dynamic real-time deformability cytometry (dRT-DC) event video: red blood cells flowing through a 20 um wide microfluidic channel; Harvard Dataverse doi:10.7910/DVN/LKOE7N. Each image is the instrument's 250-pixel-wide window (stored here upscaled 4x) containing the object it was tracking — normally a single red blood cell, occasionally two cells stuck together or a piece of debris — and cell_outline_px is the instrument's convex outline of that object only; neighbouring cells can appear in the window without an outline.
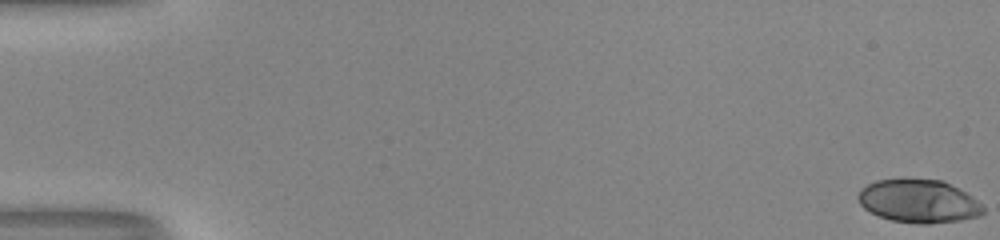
{"species": "human", "species_latin": "Homo sapiens", "temperature_condition": "room temperature", "stored_images_in_passage": 53, "camera_frame_rate_fps": 3000, "um_per_image_px": 0.085, "donor": {"sex": "male"}, "frame": {"image": 1, "passage_image": 1, "time_ms": 0.0, "image_size_px": [1000, 240], "cell_outline_px": [[984, 212], [980, 216], [960, 220], [928, 224], [916, 224], [892, 220], [880, 216], [864, 208], [860, 204], [856, 196], [860, 188], [876, 180], [904, 176], [944, 180], [972, 196], [984, 208]], "centroid_in_image_um": [78.05, 17.05], "position_along_channel_um": 6.9, "area_um2": 32.25}}
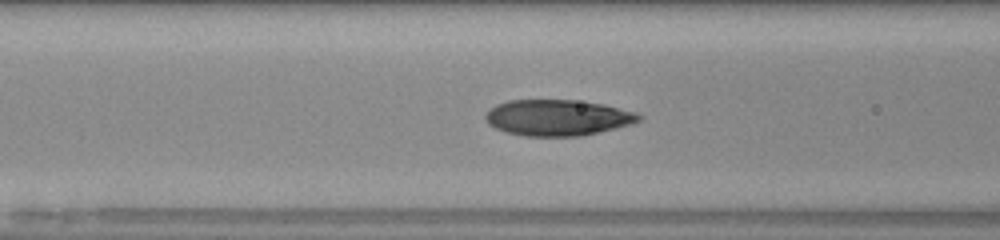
{"frame": {"image": 2, "passage_image": 23, "time_ms": 7.333, "image_size_px": [1000, 240], "cell_outline_px": [[644, 116], [640, 120], [632, 124], [616, 128], [580, 136], [524, 136], [504, 132], [488, 124], [484, 120], [484, 116], [496, 104], [508, 100], [576, 100], [604, 104], [636, 112]], "centroid_in_image_um": [47.4, 10.0], "position_along_channel_um": 119.2, "area_um2": 32.37}}
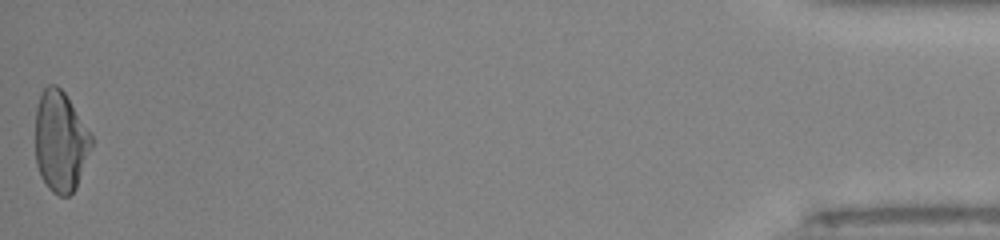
{"frame": {"image": 3, "passage_image": 53, "time_ms": 17.333, "image_size_px": [1000, 240], "cell_outline_px": [[92, 144], [76, 188], [68, 196], [60, 196], [52, 192], [48, 188], [40, 176], [36, 164], [36, 108], [40, 92], [48, 84], [56, 84], [64, 92], [92, 136]], "centroid_in_image_um": [5.11, 12.02], "position_along_channel_um": 430.1, "area_um2": 32.77}, "authors_computed_cell_mechanics": {"area_um2": 32.2524, "velocity_mm_per_s": 4.0671, "shape_relaxation_time_tau1_ms": 7.8024, "shape_relaxation_time_tau2_ms": null, "deformation_change_tau1": 0.2701, "deformation_change_tau2": null}}